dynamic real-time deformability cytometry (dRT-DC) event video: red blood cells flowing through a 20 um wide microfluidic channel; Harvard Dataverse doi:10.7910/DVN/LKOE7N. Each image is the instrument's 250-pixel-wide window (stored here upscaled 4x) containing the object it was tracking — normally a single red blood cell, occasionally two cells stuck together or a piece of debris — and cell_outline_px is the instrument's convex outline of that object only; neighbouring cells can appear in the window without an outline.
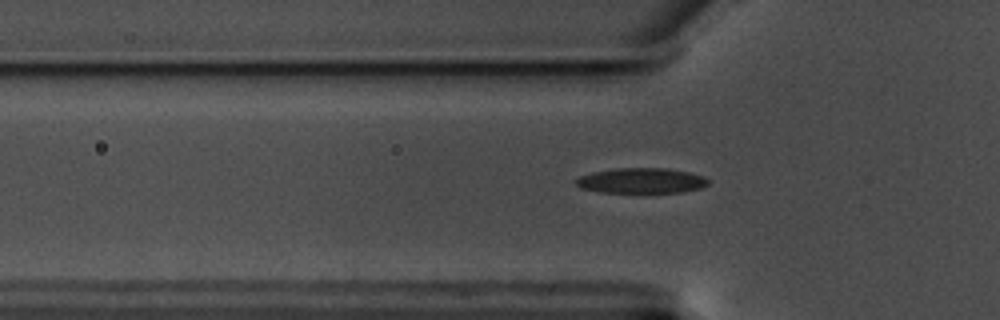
{"species": "common noctule bat (a hibernating species)", "species_latin": "Nyctalus noctula", "temperature_condition": "warm", "stored_images_in_passage": 35, "camera_frame_rate_fps": 3000, "um_per_image_px": 0.085, "animal": {"sex": "male", "body_mass_g": 17.5, "forearm_length_mm": 52.3}, "frame": {"image": 1, "passage_image": 3, "time_ms": 0.667, "image_size_px": [1000, 320], "cell_outline_px": [[708, 184], [700, 188], [680, 192], [600, 192], [580, 188], [576, 184], [576, 180], [580, 176], [592, 172], [616, 168], [668, 168], [688, 172], [704, 176], [708, 180]], "centroid_in_image_um": [54.51, 15.35], "position_along_channel_um": 71.3, "area_um2": 19.36}}
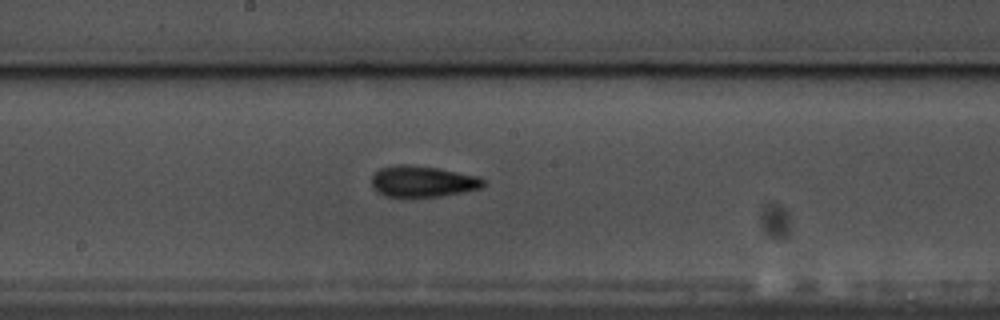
{"frame": {"image": 2, "passage_image": 15, "time_ms": 4.667, "image_size_px": [1000, 320], "cell_outline_px": [[484, 184], [480, 188], [440, 196], [388, 196], [380, 192], [372, 184], [372, 176], [380, 168], [396, 164], [408, 164], [440, 168], [480, 176], [484, 180]], "centroid_in_image_um": [35.95, 15.39], "position_along_channel_um": 212.2, "area_um2": 20.0}}
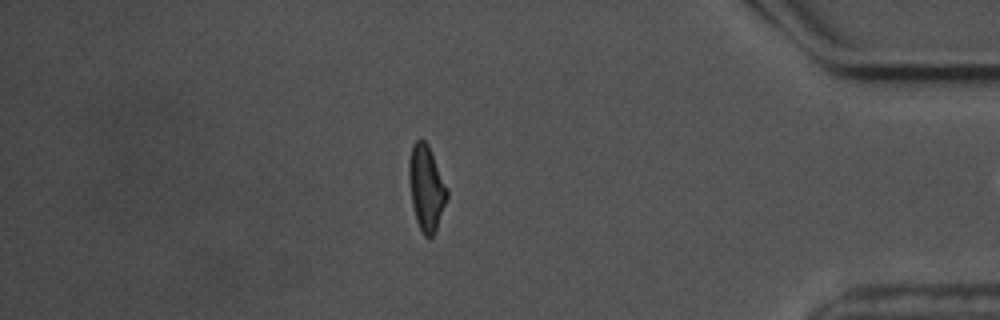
{"frame": {"image": 3, "passage_image": 34, "time_ms": 11.0, "image_size_px": [1000, 320], "cell_outline_px": [[448, 196], [436, 228], [432, 236], [428, 240], [424, 236], [416, 220], [412, 204], [408, 176], [408, 160], [412, 144], [416, 140], [424, 140], [428, 144], [448, 188]], "centroid_in_image_um": [36.22, 15.94], "position_along_channel_um": 399.0, "area_um2": 18.96}}